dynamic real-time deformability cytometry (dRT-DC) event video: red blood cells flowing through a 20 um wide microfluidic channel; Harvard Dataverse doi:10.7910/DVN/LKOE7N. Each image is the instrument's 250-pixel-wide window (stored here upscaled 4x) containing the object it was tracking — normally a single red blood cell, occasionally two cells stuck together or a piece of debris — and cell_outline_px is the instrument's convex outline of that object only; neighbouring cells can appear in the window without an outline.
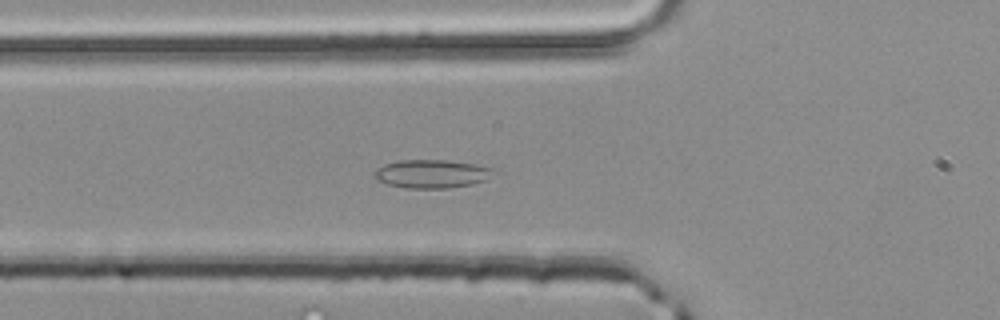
{"species": "common noctule bat (a hibernating species)", "species_latin": "Nyctalus noctula", "temperature_condition": "room temperature", "stored_images_in_passage": 37, "camera_frame_rate_fps": 3000, "um_per_image_px": 0.085, "animal": {"sex": "male", "body_mass_g": 20.4}, "frame": {"image": 1, "passage_image": 5, "time_ms": 1.333, "image_size_px": [1000, 320], "cell_outline_px": [[500, 172], [488, 180], [472, 184], [448, 188], [404, 188], [388, 184], [376, 180], [376, 172], [384, 164], [400, 160], [448, 160], [476, 164], [492, 168]], "centroid_in_image_um": [36.81, 14.78], "position_along_channel_um": 89.0, "area_um2": 19.88}}
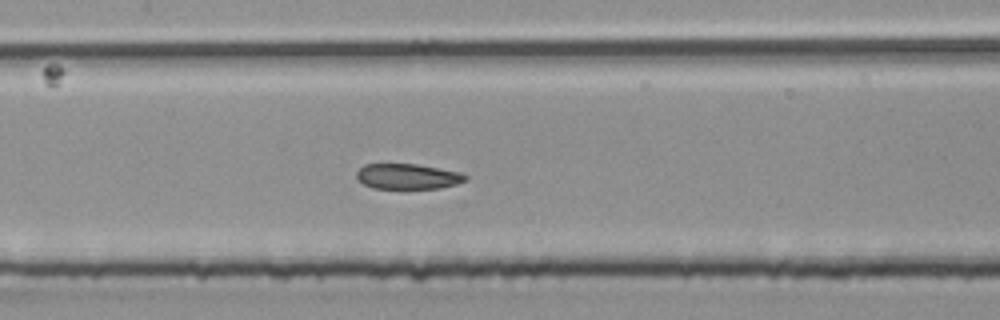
{"frame": {"image": 2, "passage_image": 11, "time_ms": 3.333, "image_size_px": [1000, 320], "cell_outline_px": [[468, 180], [456, 184], [440, 188], [372, 188], [364, 184], [356, 176], [356, 172], [364, 164], [416, 164], [460, 172], [468, 176]], "centroid_in_image_um": [34.67, 14.99], "position_along_channel_um": 172.7, "area_um2": 16.01}}
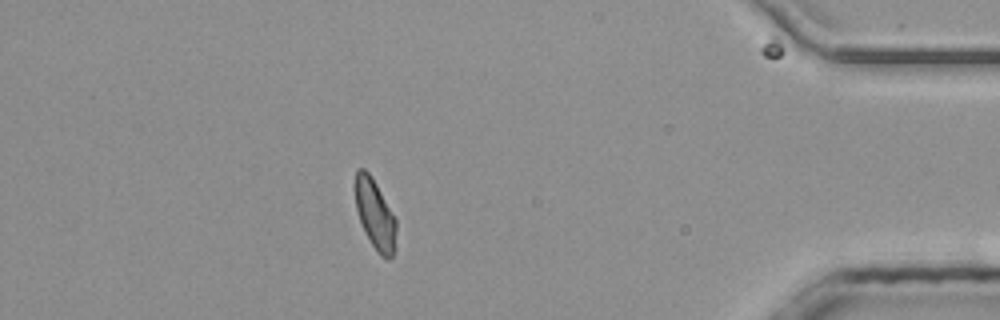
{"frame": {"image": 3, "passage_image": 31, "time_ms": 10.0, "image_size_px": [1000, 320], "cell_outline_px": [[396, 248], [392, 256], [388, 260], [380, 256], [372, 244], [360, 220], [356, 208], [356, 168], [364, 168], [368, 172], [376, 184], [396, 220]], "centroid_in_image_um": [31.91, 18.26], "position_along_channel_um": 403.3, "area_um2": 16.3}, "authors_computed_cell_mechanics": {"area_um2": 17.1088, "velocity_mm_per_s": 4.1633, "shape_relaxation_time_tau1_ms": null, "shape_relaxation_time_tau2_ms": 3.0131, "deformation_change_tau1": null, "deformation_change_tau2": 0.102}}